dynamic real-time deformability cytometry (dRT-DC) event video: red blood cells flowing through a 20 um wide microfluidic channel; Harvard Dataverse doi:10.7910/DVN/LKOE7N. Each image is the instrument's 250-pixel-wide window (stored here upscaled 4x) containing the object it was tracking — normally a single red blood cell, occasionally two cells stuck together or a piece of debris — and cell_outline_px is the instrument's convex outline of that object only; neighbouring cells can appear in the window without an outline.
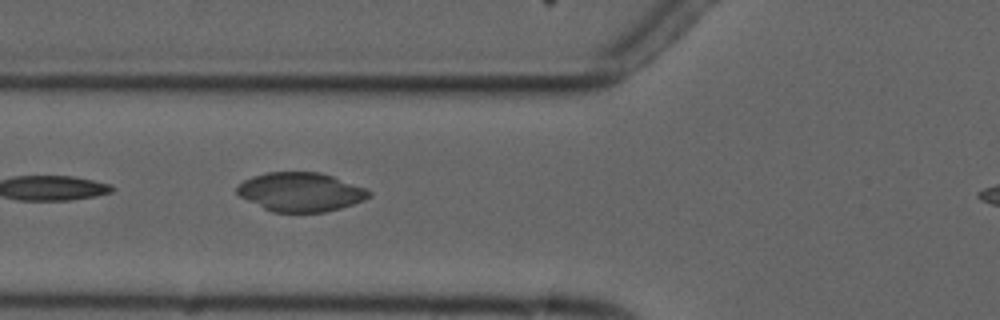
{"species": "common noctule bat (a hibernating species)", "species_latin": "Nyctalus noctula", "temperature_condition": "cold", "stored_images_in_passage": 5, "camera_frame_rate_fps": 3000, "um_per_image_px": 0.085, "animal": {"sex": "male", "forearm_length_mm": 52.5}, "frame": {"image": 1, "passage_image": 5, "time_ms": 6.333, "image_size_px": [1000, 320], "cell_outline_px": [[372, 196], [364, 200], [340, 208], [324, 212], [272, 212], [240, 196], [236, 192], [236, 188], [244, 180], [252, 176], [268, 172], [320, 172], [332, 176], [364, 188], [372, 192]], "centroid_in_image_um": [25.55, 16.32], "position_along_channel_um": 100.2, "area_um2": 29.71}}